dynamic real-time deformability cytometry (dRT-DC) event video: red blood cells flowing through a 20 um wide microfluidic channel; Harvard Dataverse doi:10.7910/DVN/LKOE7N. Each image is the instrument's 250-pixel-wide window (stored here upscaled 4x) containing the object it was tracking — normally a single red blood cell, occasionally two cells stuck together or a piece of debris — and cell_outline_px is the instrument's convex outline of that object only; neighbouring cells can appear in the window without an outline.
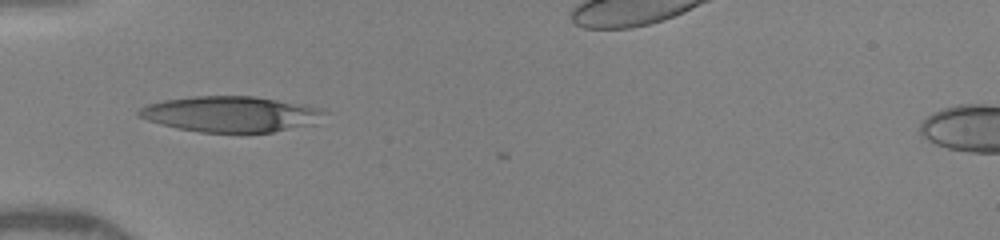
{"species": "human", "species_latin": "Homo sapiens", "temperature_condition": "warm", "stored_images_in_passage": 7, "camera_frame_rate_fps": 3000, "um_per_image_px": 0.085, "donor": {"sex": "female"}, "frame": {"image": 1, "passage_image": 5, "time_ms": 4.667, "image_size_px": [1000, 240], "cell_outline_px": [[328, 112], [312, 124], [272, 132], [200, 132], [176, 128], [160, 124], [136, 116], [136, 112], [140, 108], [148, 104], [164, 100], [192, 96], [256, 96], [304, 104], [324, 108]], "centroid_in_image_um": [19.61, 9.69], "position_along_channel_um": 65.4, "area_um2": 38.73}}
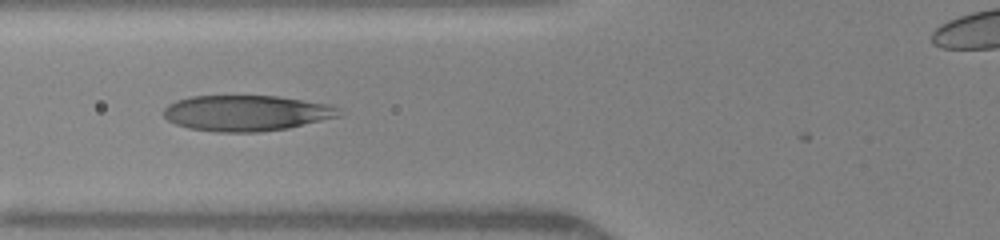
{"frame": {"image": 2, "passage_image": 6, "time_ms": 5.667, "image_size_px": [1000, 240], "cell_outline_px": [[340, 116], [288, 128], [260, 132], [216, 132], [188, 128], [176, 124], [168, 120], [164, 116], [164, 108], [168, 104], [176, 100], [192, 96], [276, 96], [328, 104], [340, 108]], "centroid_in_image_um": [20.92, 9.61], "position_along_channel_um": 104.9, "area_um2": 36.47}}
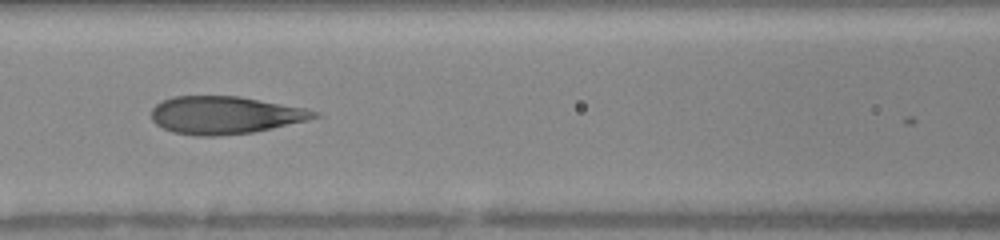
{"frame": {"image": 3, "passage_image": 7, "time_ms": 6.667, "image_size_px": [1000, 240], "cell_outline_px": [[324, 116], [308, 120], [272, 128], [252, 132], [216, 136], [196, 136], [172, 132], [156, 124], [152, 120], [152, 108], [156, 104], [172, 96], [240, 96], [304, 108], [320, 112]], "centroid_in_image_um": [19.14, 9.78], "position_along_channel_um": 147.5, "area_um2": 35.78}}